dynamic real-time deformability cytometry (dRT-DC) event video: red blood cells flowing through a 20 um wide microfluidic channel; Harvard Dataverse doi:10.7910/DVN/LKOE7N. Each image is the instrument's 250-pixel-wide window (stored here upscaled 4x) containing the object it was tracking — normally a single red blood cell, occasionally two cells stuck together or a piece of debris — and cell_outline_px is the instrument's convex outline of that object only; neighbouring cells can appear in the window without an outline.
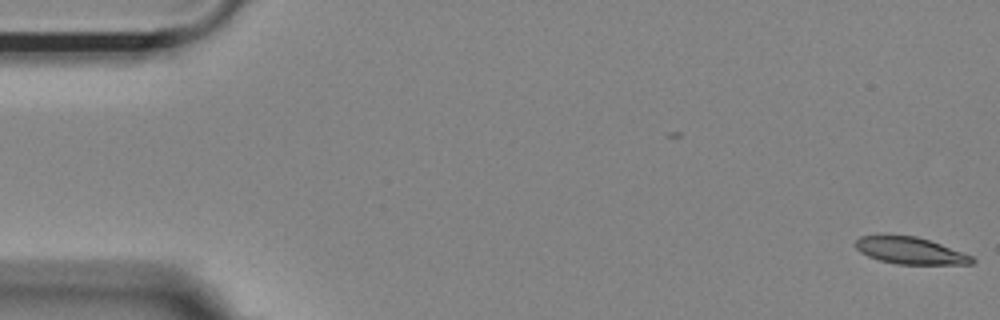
{"species": "Egyptian fruit bat (a non-hibernating species)", "species_latin": "Rousettus aegyptiacus", "temperature_condition": "room temperature", "stored_images_in_passage": 26, "camera_frame_rate_fps": 3000, "um_per_image_px": 0.085, "animal": {"sex": "female"}, "frame": {"image": 1, "passage_image": 1, "time_ms": 0.0, "image_size_px": [1000, 320], "cell_outline_px": [[976, 260], [972, 264], [896, 264], [880, 260], [868, 256], [860, 252], [856, 248], [856, 240], [860, 236], [916, 236], [940, 244], [972, 256]], "centroid_in_image_um": [77.38, 21.32], "position_along_channel_um": 7.6, "area_um2": 17.86}}
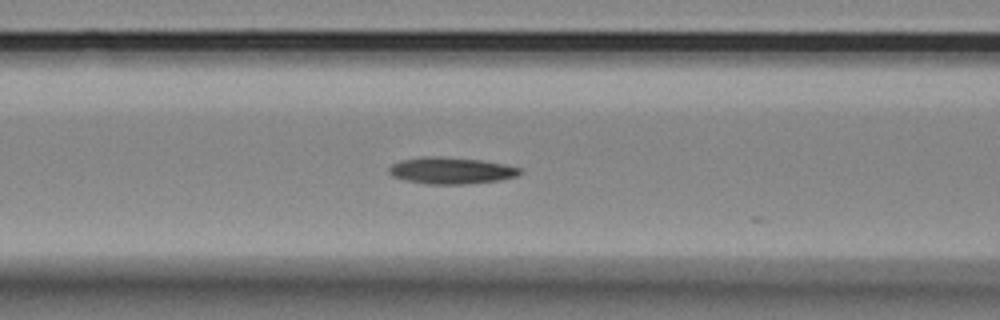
{"frame": {"image": 2, "passage_image": 22, "time_ms": 7.0, "image_size_px": [1000, 320], "cell_outline_px": [[524, 172], [516, 176], [500, 180], [464, 184], [424, 184], [404, 180], [392, 176], [388, 172], [388, 168], [392, 164], [400, 160], [424, 156], [440, 156], [480, 160], [504, 164], [520, 168]], "centroid_in_image_um": [38.31, 14.5], "position_along_channel_um": 128.3, "area_um2": 20.46}}
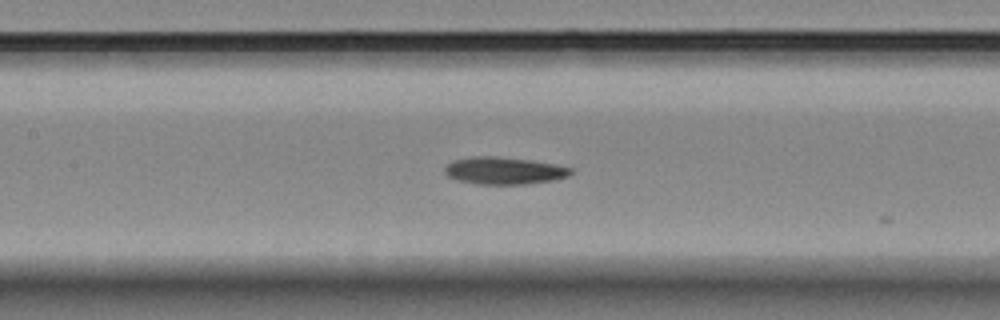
{"frame": {"image": 3, "passage_image": 25, "time_ms": 8.0, "image_size_px": [1000, 320], "cell_outline_px": [[572, 172], [568, 176], [552, 180], [524, 184], [476, 184], [456, 180], [448, 176], [444, 172], [444, 168], [448, 164], [456, 160], [476, 156], [496, 156], [532, 160], [572, 168]], "centroid_in_image_um": [42.82, 14.51], "position_along_channel_um": 164.6, "area_um2": 19.83}}